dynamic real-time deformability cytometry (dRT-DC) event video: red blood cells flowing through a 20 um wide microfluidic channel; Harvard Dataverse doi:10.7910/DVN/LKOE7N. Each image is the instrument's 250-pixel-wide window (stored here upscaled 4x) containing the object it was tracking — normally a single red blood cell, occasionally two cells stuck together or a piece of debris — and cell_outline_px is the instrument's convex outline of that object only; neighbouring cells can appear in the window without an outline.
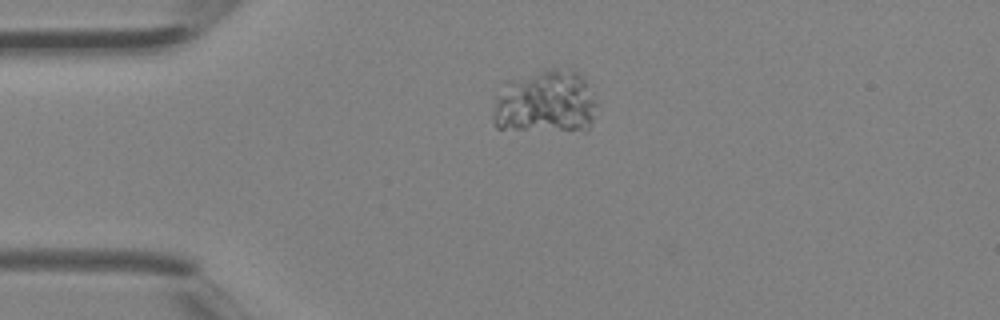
{"species": "Egyptian fruit bat (a non-hibernating species)", "species_latin": "Rousettus aegyptiacus", "temperature_condition": "room temperature", "stored_images_in_passage": 3, "camera_frame_rate_fps": 3000, "um_per_image_px": 0.085, "animal": {"sex": "female"}, "frame": {"image": 1, "passage_image": 3, "time_ms": 0.667, "image_size_px": [1000, 320], "cell_outline_px": [[596, 104], [592, 120], [588, 128], [584, 132], [496, 128], [492, 120], [492, 116], [496, 96], [500, 80], [548, 68], [572, 68], [584, 76], [588, 80], [596, 100]], "centroid_in_image_um": [46.34, 8.63], "position_along_channel_um": 38.7, "area_um2": 40.06}}